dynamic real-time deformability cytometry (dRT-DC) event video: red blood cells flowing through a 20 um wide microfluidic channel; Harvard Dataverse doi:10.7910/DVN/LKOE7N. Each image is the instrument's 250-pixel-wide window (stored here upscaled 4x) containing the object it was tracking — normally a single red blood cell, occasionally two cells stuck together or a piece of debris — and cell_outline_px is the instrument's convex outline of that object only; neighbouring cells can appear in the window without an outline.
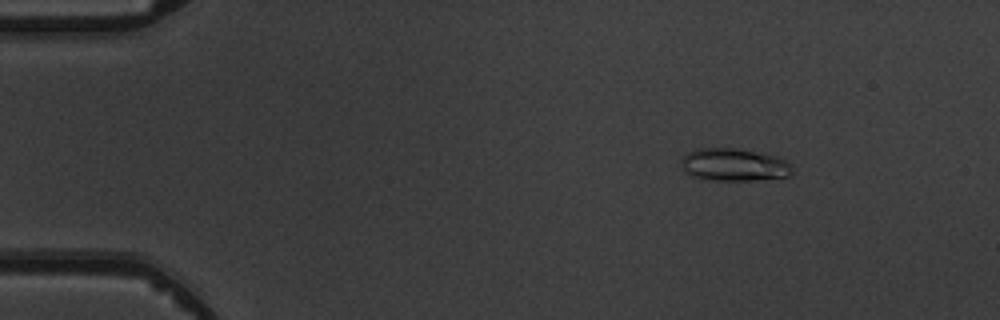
{"species": "common noctule bat (a hibernating species)", "species_latin": "Nyctalus noctula", "temperature_condition": "warm", "stored_images_in_passage": 5, "camera_frame_rate_fps": 3000, "um_per_image_px": 0.085, "animal": {"sex": "male", "body_mass_g": 19.5, "forearm_length_mm": 54.6}, "frame": {"image": 1, "passage_image": 2, "time_ms": 1.0, "image_size_px": [1000, 320], "cell_outline_px": [[792, 172], [788, 176], [756, 180], [712, 180], [696, 176], [688, 172], [680, 164], [680, 160], [688, 152], [700, 148], [732, 148], [756, 152], [776, 156], [788, 160], [792, 164]], "centroid_in_image_um": [62.44, 14.0], "position_along_channel_um": 22.6, "area_um2": 20.87}}